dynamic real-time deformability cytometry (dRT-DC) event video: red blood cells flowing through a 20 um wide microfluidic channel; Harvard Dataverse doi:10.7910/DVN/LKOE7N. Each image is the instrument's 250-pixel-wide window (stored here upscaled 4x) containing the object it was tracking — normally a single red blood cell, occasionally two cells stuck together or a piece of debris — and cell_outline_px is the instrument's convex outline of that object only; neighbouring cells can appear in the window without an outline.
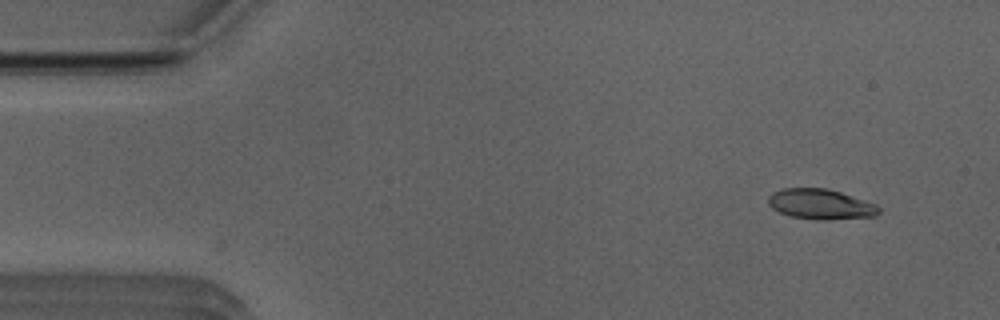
{"species": "Egyptian fruit bat (a non-hibernating species)", "species_latin": "Rousettus aegyptiacus", "temperature_condition": "room temperature", "stored_images_in_passage": 49, "camera_frame_rate_fps": 3000, "um_per_image_px": 0.085, "animal": {"sex": "male"}, "frame": {"image": 1, "passage_image": 2, "time_ms": 0.333, "image_size_px": [1000, 320], "cell_outline_px": [[880, 212], [876, 216], [828, 220], [816, 220], [788, 216], [772, 208], [768, 204], [768, 196], [772, 192], [780, 188], [824, 188], [840, 192], [876, 204], [880, 208]], "centroid_in_image_um": [69.72, 17.36], "position_along_channel_um": 15.3, "area_um2": 19.65}}
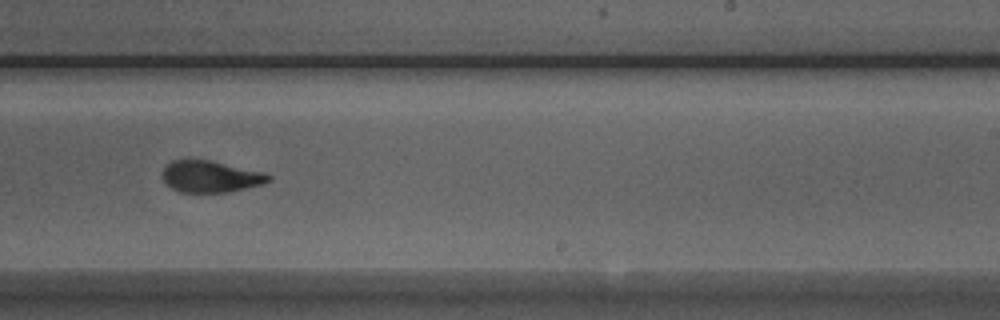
{"frame": {"image": 2, "passage_image": 29, "time_ms": 9.333, "image_size_px": [1000, 320], "cell_outline_px": [[272, 180], [264, 184], [228, 192], [180, 192], [172, 188], [164, 180], [164, 168], [172, 160], [208, 160], [264, 172], [272, 176]], "centroid_in_image_um": [17.95, 15.01], "position_along_channel_um": 271.0, "area_um2": 19.31}}
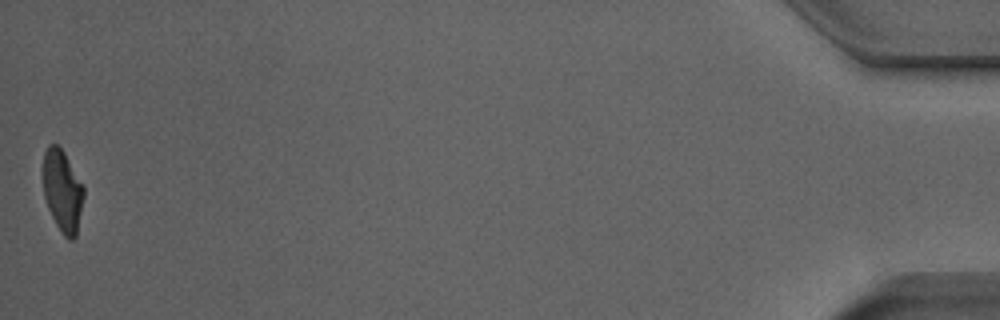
{"frame": {"image": 3, "passage_image": 49, "time_ms": 16.0, "image_size_px": [1000, 320], "cell_outline_px": [[84, 196], [76, 236], [72, 240], [68, 240], [60, 232], [48, 208], [44, 196], [44, 152], [48, 144], [56, 144], [64, 152], [84, 184]], "centroid_in_image_um": [5.33, 16.23], "position_along_channel_um": 429.9, "area_um2": 19.42}, "authors_computed_cell_mechanics": {"area_um2": 20.0566, "velocity_mm_per_s": 3.9461, "shape_relaxation_time_tau1_ms": 5.9114, "shape_relaxation_time_tau2_ms": 1.3577, "deformation_change_tau1": 0.1949, "deformation_change_tau2": 0.0857}}